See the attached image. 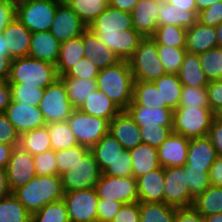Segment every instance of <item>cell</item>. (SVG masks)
<instances>
[{
	"mask_svg": "<svg viewBox=\"0 0 222 222\" xmlns=\"http://www.w3.org/2000/svg\"><path fill=\"white\" fill-rule=\"evenodd\" d=\"M164 179L162 166L137 178L138 202H164Z\"/></svg>",
	"mask_w": 222,
	"mask_h": 222,
	"instance_id": "obj_23",
	"label": "cell"
},
{
	"mask_svg": "<svg viewBox=\"0 0 222 222\" xmlns=\"http://www.w3.org/2000/svg\"><path fill=\"white\" fill-rule=\"evenodd\" d=\"M79 145L91 149L103 136L109 133V121L91 116L79 109H74L67 119Z\"/></svg>",
	"mask_w": 222,
	"mask_h": 222,
	"instance_id": "obj_10",
	"label": "cell"
},
{
	"mask_svg": "<svg viewBox=\"0 0 222 222\" xmlns=\"http://www.w3.org/2000/svg\"><path fill=\"white\" fill-rule=\"evenodd\" d=\"M121 60L128 61L144 38L133 28L131 13L110 5L88 26Z\"/></svg>",
	"mask_w": 222,
	"mask_h": 222,
	"instance_id": "obj_1",
	"label": "cell"
},
{
	"mask_svg": "<svg viewBox=\"0 0 222 222\" xmlns=\"http://www.w3.org/2000/svg\"><path fill=\"white\" fill-rule=\"evenodd\" d=\"M101 174L98 163L89 149L66 173L61 175L64 193L94 188Z\"/></svg>",
	"mask_w": 222,
	"mask_h": 222,
	"instance_id": "obj_8",
	"label": "cell"
},
{
	"mask_svg": "<svg viewBox=\"0 0 222 222\" xmlns=\"http://www.w3.org/2000/svg\"><path fill=\"white\" fill-rule=\"evenodd\" d=\"M13 194L33 214L46 204L63 199L65 193L61 176L36 175L25 186L15 190Z\"/></svg>",
	"mask_w": 222,
	"mask_h": 222,
	"instance_id": "obj_3",
	"label": "cell"
},
{
	"mask_svg": "<svg viewBox=\"0 0 222 222\" xmlns=\"http://www.w3.org/2000/svg\"><path fill=\"white\" fill-rule=\"evenodd\" d=\"M36 175H58L56 151L49 150L33 156Z\"/></svg>",
	"mask_w": 222,
	"mask_h": 222,
	"instance_id": "obj_52",
	"label": "cell"
},
{
	"mask_svg": "<svg viewBox=\"0 0 222 222\" xmlns=\"http://www.w3.org/2000/svg\"><path fill=\"white\" fill-rule=\"evenodd\" d=\"M6 173L9 189L13 193L36 176L33 156L20 146H15L7 163Z\"/></svg>",
	"mask_w": 222,
	"mask_h": 222,
	"instance_id": "obj_14",
	"label": "cell"
},
{
	"mask_svg": "<svg viewBox=\"0 0 222 222\" xmlns=\"http://www.w3.org/2000/svg\"><path fill=\"white\" fill-rule=\"evenodd\" d=\"M16 16V0H0V33Z\"/></svg>",
	"mask_w": 222,
	"mask_h": 222,
	"instance_id": "obj_59",
	"label": "cell"
},
{
	"mask_svg": "<svg viewBox=\"0 0 222 222\" xmlns=\"http://www.w3.org/2000/svg\"><path fill=\"white\" fill-rule=\"evenodd\" d=\"M194 197L190 194L183 166L165 168L164 203L177 208L191 207Z\"/></svg>",
	"mask_w": 222,
	"mask_h": 222,
	"instance_id": "obj_13",
	"label": "cell"
},
{
	"mask_svg": "<svg viewBox=\"0 0 222 222\" xmlns=\"http://www.w3.org/2000/svg\"><path fill=\"white\" fill-rule=\"evenodd\" d=\"M87 25L64 1H61L56 8L53 23L50 28L52 35L60 42L78 36L87 29Z\"/></svg>",
	"mask_w": 222,
	"mask_h": 222,
	"instance_id": "obj_15",
	"label": "cell"
},
{
	"mask_svg": "<svg viewBox=\"0 0 222 222\" xmlns=\"http://www.w3.org/2000/svg\"><path fill=\"white\" fill-rule=\"evenodd\" d=\"M139 0H109V5L124 12L131 13Z\"/></svg>",
	"mask_w": 222,
	"mask_h": 222,
	"instance_id": "obj_64",
	"label": "cell"
},
{
	"mask_svg": "<svg viewBox=\"0 0 222 222\" xmlns=\"http://www.w3.org/2000/svg\"><path fill=\"white\" fill-rule=\"evenodd\" d=\"M61 0H16V17L31 32L49 31Z\"/></svg>",
	"mask_w": 222,
	"mask_h": 222,
	"instance_id": "obj_6",
	"label": "cell"
},
{
	"mask_svg": "<svg viewBox=\"0 0 222 222\" xmlns=\"http://www.w3.org/2000/svg\"><path fill=\"white\" fill-rule=\"evenodd\" d=\"M208 137L210 138L217 156H222V122L214 118L212 126L208 132Z\"/></svg>",
	"mask_w": 222,
	"mask_h": 222,
	"instance_id": "obj_61",
	"label": "cell"
},
{
	"mask_svg": "<svg viewBox=\"0 0 222 222\" xmlns=\"http://www.w3.org/2000/svg\"><path fill=\"white\" fill-rule=\"evenodd\" d=\"M197 20L204 25L217 27L222 22V1L198 12Z\"/></svg>",
	"mask_w": 222,
	"mask_h": 222,
	"instance_id": "obj_56",
	"label": "cell"
},
{
	"mask_svg": "<svg viewBox=\"0 0 222 222\" xmlns=\"http://www.w3.org/2000/svg\"><path fill=\"white\" fill-rule=\"evenodd\" d=\"M100 70L85 57L78 61L64 76L78 79H97Z\"/></svg>",
	"mask_w": 222,
	"mask_h": 222,
	"instance_id": "obj_53",
	"label": "cell"
},
{
	"mask_svg": "<svg viewBox=\"0 0 222 222\" xmlns=\"http://www.w3.org/2000/svg\"><path fill=\"white\" fill-rule=\"evenodd\" d=\"M129 152L132 161V176L135 179L161 166L157 149L149 144L142 142Z\"/></svg>",
	"mask_w": 222,
	"mask_h": 222,
	"instance_id": "obj_29",
	"label": "cell"
},
{
	"mask_svg": "<svg viewBox=\"0 0 222 222\" xmlns=\"http://www.w3.org/2000/svg\"><path fill=\"white\" fill-rule=\"evenodd\" d=\"M78 109L91 116L105 118L109 122L122 111L103 91L98 89L91 93Z\"/></svg>",
	"mask_w": 222,
	"mask_h": 222,
	"instance_id": "obj_28",
	"label": "cell"
},
{
	"mask_svg": "<svg viewBox=\"0 0 222 222\" xmlns=\"http://www.w3.org/2000/svg\"><path fill=\"white\" fill-rule=\"evenodd\" d=\"M12 101L30 106H39L44 94L43 88L24 86V84H10Z\"/></svg>",
	"mask_w": 222,
	"mask_h": 222,
	"instance_id": "obj_47",
	"label": "cell"
},
{
	"mask_svg": "<svg viewBox=\"0 0 222 222\" xmlns=\"http://www.w3.org/2000/svg\"><path fill=\"white\" fill-rule=\"evenodd\" d=\"M157 13L158 26L176 25L188 29L197 21V15L193 11L181 9L165 0H158Z\"/></svg>",
	"mask_w": 222,
	"mask_h": 222,
	"instance_id": "obj_27",
	"label": "cell"
},
{
	"mask_svg": "<svg viewBox=\"0 0 222 222\" xmlns=\"http://www.w3.org/2000/svg\"><path fill=\"white\" fill-rule=\"evenodd\" d=\"M85 49L83 46L82 35L62 41L60 45L59 58L56 63L58 76L65 75L72 67L84 58Z\"/></svg>",
	"mask_w": 222,
	"mask_h": 222,
	"instance_id": "obj_30",
	"label": "cell"
},
{
	"mask_svg": "<svg viewBox=\"0 0 222 222\" xmlns=\"http://www.w3.org/2000/svg\"><path fill=\"white\" fill-rule=\"evenodd\" d=\"M125 111L138 126H173V110L171 108L128 106Z\"/></svg>",
	"mask_w": 222,
	"mask_h": 222,
	"instance_id": "obj_26",
	"label": "cell"
},
{
	"mask_svg": "<svg viewBox=\"0 0 222 222\" xmlns=\"http://www.w3.org/2000/svg\"><path fill=\"white\" fill-rule=\"evenodd\" d=\"M215 118H216L218 121L222 122V108L219 109V110L215 113Z\"/></svg>",
	"mask_w": 222,
	"mask_h": 222,
	"instance_id": "obj_73",
	"label": "cell"
},
{
	"mask_svg": "<svg viewBox=\"0 0 222 222\" xmlns=\"http://www.w3.org/2000/svg\"><path fill=\"white\" fill-rule=\"evenodd\" d=\"M143 143L149 144L156 149L173 132V126H139Z\"/></svg>",
	"mask_w": 222,
	"mask_h": 222,
	"instance_id": "obj_50",
	"label": "cell"
},
{
	"mask_svg": "<svg viewBox=\"0 0 222 222\" xmlns=\"http://www.w3.org/2000/svg\"><path fill=\"white\" fill-rule=\"evenodd\" d=\"M215 31L217 34L218 47L222 48V22L217 27H215Z\"/></svg>",
	"mask_w": 222,
	"mask_h": 222,
	"instance_id": "obj_72",
	"label": "cell"
},
{
	"mask_svg": "<svg viewBox=\"0 0 222 222\" xmlns=\"http://www.w3.org/2000/svg\"><path fill=\"white\" fill-rule=\"evenodd\" d=\"M186 172V182L190 194L195 198L203 193L210 185V169H197L192 167H183Z\"/></svg>",
	"mask_w": 222,
	"mask_h": 222,
	"instance_id": "obj_46",
	"label": "cell"
},
{
	"mask_svg": "<svg viewBox=\"0 0 222 222\" xmlns=\"http://www.w3.org/2000/svg\"><path fill=\"white\" fill-rule=\"evenodd\" d=\"M222 0H195L197 6V12L202 11L205 8L212 6L213 4L220 2Z\"/></svg>",
	"mask_w": 222,
	"mask_h": 222,
	"instance_id": "obj_69",
	"label": "cell"
},
{
	"mask_svg": "<svg viewBox=\"0 0 222 222\" xmlns=\"http://www.w3.org/2000/svg\"><path fill=\"white\" fill-rule=\"evenodd\" d=\"M46 124L67 121L75 109L69 101L65 84L59 78L44 89L39 103Z\"/></svg>",
	"mask_w": 222,
	"mask_h": 222,
	"instance_id": "obj_9",
	"label": "cell"
},
{
	"mask_svg": "<svg viewBox=\"0 0 222 222\" xmlns=\"http://www.w3.org/2000/svg\"><path fill=\"white\" fill-rule=\"evenodd\" d=\"M201 68L210 81L222 80V48L215 47L198 54Z\"/></svg>",
	"mask_w": 222,
	"mask_h": 222,
	"instance_id": "obj_43",
	"label": "cell"
},
{
	"mask_svg": "<svg viewBox=\"0 0 222 222\" xmlns=\"http://www.w3.org/2000/svg\"><path fill=\"white\" fill-rule=\"evenodd\" d=\"M19 146L32 156L51 150L48 125L21 134Z\"/></svg>",
	"mask_w": 222,
	"mask_h": 222,
	"instance_id": "obj_35",
	"label": "cell"
},
{
	"mask_svg": "<svg viewBox=\"0 0 222 222\" xmlns=\"http://www.w3.org/2000/svg\"><path fill=\"white\" fill-rule=\"evenodd\" d=\"M63 200L66 204L70 222L97 221V205L99 197L94 188L65 192Z\"/></svg>",
	"mask_w": 222,
	"mask_h": 222,
	"instance_id": "obj_12",
	"label": "cell"
},
{
	"mask_svg": "<svg viewBox=\"0 0 222 222\" xmlns=\"http://www.w3.org/2000/svg\"><path fill=\"white\" fill-rule=\"evenodd\" d=\"M51 150L58 151L79 145L67 121L48 124Z\"/></svg>",
	"mask_w": 222,
	"mask_h": 222,
	"instance_id": "obj_42",
	"label": "cell"
},
{
	"mask_svg": "<svg viewBox=\"0 0 222 222\" xmlns=\"http://www.w3.org/2000/svg\"><path fill=\"white\" fill-rule=\"evenodd\" d=\"M190 139L172 132L157 148L158 160L163 168L184 166Z\"/></svg>",
	"mask_w": 222,
	"mask_h": 222,
	"instance_id": "obj_17",
	"label": "cell"
},
{
	"mask_svg": "<svg viewBox=\"0 0 222 222\" xmlns=\"http://www.w3.org/2000/svg\"><path fill=\"white\" fill-rule=\"evenodd\" d=\"M0 53H4L7 57L13 60V58L9 55L8 46H6L2 33H0Z\"/></svg>",
	"mask_w": 222,
	"mask_h": 222,
	"instance_id": "obj_70",
	"label": "cell"
},
{
	"mask_svg": "<svg viewBox=\"0 0 222 222\" xmlns=\"http://www.w3.org/2000/svg\"><path fill=\"white\" fill-rule=\"evenodd\" d=\"M192 207L203 217L222 213V187L210 185L194 198Z\"/></svg>",
	"mask_w": 222,
	"mask_h": 222,
	"instance_id": "obj_36",
	"label": "cell"
},
{
	"mask_svg": "<svg viewBox=\"0 0 222 222\" xmlns=\"http://www.w3.org/2000/svg\"><path fill=\"white\" fill-rule=\"evenodd\" d=\"M129 106L160 108L162 107V96L153 82H134L132 102Z\"/></svg>",
	"mask_w": 222,
	"mask_h": 222,
	"instance_id": "obj_38",
	"label": "cell"
},
{
	"mask_svg": "<svg viewBox=\"0 0 222 222\" xmlns=\"http://www.w3.org/2000/svg\"><path fill=\"white\" fill-rule=\"evenodd\" d=\"M123 206V203L110 199H99L97 209V221L111 222L114 216Z\"/></svg>",
	"mask_w": 222,
	"mask_h": 222,
	"instance_id": "obj_54",
	"label": "cell"
},
{
	"mask_svg": "<svg viewBox=\"0 0 222 222\" xmlns=\"http://www.w3.org/2000/svg\"><path fill=\"white\" fill-rule=\"evenodd\" d=\"M134 82H153L167 74L158 57L157 44L151 37H144L128 60Z\"/></svg>",
	"mask_w": 222,
	"mask_h": 222,
	"instance_id": "obj_5",
	"label": "cell"
},
{
	"mask_svg": "<svg viewBox=\"0 0 222 222\" xmlns=\"http://www.w3.org/2000/svg\"><path fill=\"white\" fill-rule=\"evenodd\" d=\"M218 47L215 27L207 26L198 20L186 31V51L200 54Z\"/></svg>",
	"mask_w": 222,
	"mask_h": 222,
	"instance_id": "obj_24",
	"label": "cell"
},
{
	"mask_svg": "<svg viewBox=\"0 0 222 222\" xmlns=\"http://www.w3.org/2000/svg\"><path fill=\"white\" fill-rule=\"evenodd\" d=\"M11 59L4 53H0V79L7 82L10 76Z\"/></svg>",
	"mask_w": 222,
	"mask_h": 222,
	"instance_id": "obj_65",
	"label": "cell"
},
{
	"mask_svg": "<svg viewBox=\"0 0 222 222\" xmlns=\"http://www.w3.org/2000/svg\"><path fill=\"white\" fill-rule=\"evenodd\" d=\"M102 174L113 177L132 176V161L129 150L124 149L122 153L102 171Z\"/></svg>",
	"mask_w": 222,
	"mask_h": 222,
	"instance_id": "obj_51",
	"label": "cell"
},
{
	"mask_svg": "<svg viewBox=\"0 0 222 222\" xmlns=\"http://www.w3.org/2000/svg\"><path fill=\"white\" fill-rule=\"evenodd\" d=\"M174 222H204V217L192 206L177 208Z\"/></svg>",
	"mask_w": 222,
	"mask_h": 222,
	"instance_id": "obj_60",
	"label": "cell"
},
{
	"mask_svg": "<svg viewBox=\"0 0 222 222\" xmlns=\"http://www.w3.org/2000/svg\"><path fill=\"white\" fill-rule=\"evenodd\" d=\"M139 202L123 204L111 222H139Z\"/></svg>",
	"mask_w": 222,
	"mask_h": 222,
	"instance_id": "obj_57",
	"label": "cell"
},
{
	"mask_svg": "<svg viewBox=\"0 0 222 222\" xmlns=\"http://www.w3.org/2000/svg\"><path fill=\"white\" fill-rule=\"evenodd\" d=\"M176 209L164 202H139V222H174Z\"/></svg>",
	"mask_w": 222,
	"mask_h": 222,
	"instance_id": "obj_37",
	"label": "cell"
},
{
	"mask_svg": "<svg viewBox=\"0 0 222 222\" xmlns=\"http://www.w3.org/2000/svg\"><path fill=\"white\" fill-rule=\"evenodd\" d=\"M32 214L11 193L0 199V222H31Z\"/></svg>",
	"mask_w": 222,
	"mask_h": 222,
	"instance_id": "obj_39",
	"label": "cell"
},
{
	"mask_svg": "<svg viewBox=\"0 0 222 222\" xmlns=\"http://www.w3.org/2000/svg\"><path fill=\"white\" fill-rule=\"evenodd\" d=\"M97 89L103 91L122 111L131 104L134 78L130 64L122 60L118 64L100 70Z\"/></svg>",
	"mask_w": 222,
	"mask_h": 222,
	"instance_id": "obj_2",
	"label": "cell"
},
{
	"mask_svg": "<svg viewBox=\"0 0 222 222\" xmlns=\"http://www.w3.org/2000/svg\"><path fill=\"white\" fill-rule=\"evenodd\" d=\"M20 134L14 125L0 113V144L19 146Z\"/></svg>",
	"mask_w": 222,
	"mask_h": 222,
	"instance_id": "obj_55",
	"label": "cell"
},
{
	"mask_svg": "<svg viewBox=\"0 0 222 222\" xmlns=\"http://www.w3.org/2000/svg\"><path fill=\"white\" fill-rule=\"evenodd\" d=\"M31 222H70L64 200L46 204L32 214Z\"/></svg>",
	"mask_w": 222,
	"mask_h": 222,
	"instance_id": "obj_44",
	"label": "cell"
},
{
	"mask_svg": "<svg viewBox=\"0 0 222 222\" xmlns=\"http://www.w3.org/2000/svg\"><path fill=\"white\" fill-rule=\"evenodd\" d=\"M210 183L216 187H222V156H218L210 168Z\"/></svg>",
	"mask_w": 222,
	"mask_h": 222,
	"instance_id": "obj_62",
	"label": "cell"
},
{
	"mask_svg": "<svg viewBox=\"0 0 222 222\" xmlns=\"http://www.w3.org/2000/svg\"><path fill=\"white\" fill-rule=\"evenodd\" d=\"M153 83L162 96V108L175 110L179 106L183 86L178 74H165Z\"/></svg>",
	"mask_w": 222,
	"mask_h": 222,
	"instance_id": "obj_32",
	"label": "cell"
},
{
	"mask_svg": "<svg viewBox=\"0 0 222 222\" xmlns=\"http://www.w3.org/2000/svg\"><path fill=\"white\" fill-rule=\"evenodd\" d=\"M214 118L210 108L177 107L173 110V132L189 139L208 136Z\"/></svg>",
	"mask_w": 222,
	"mask_h": 222,
	"instance_id": "obj_7",
	"label": "cell"
},
{
	"mask_svg": "<svg viewBox=\"0 0 222 222\" xmlns=\"http://www.w3.org/2000/svg\"><path fill=\"white\" fill-rule=\"evenodd\" d=\"M87 27L109 6V0H67Z\"/></svg>",
	"mask_w": 222,
	"mask_h": 222,
	"instance_id": "obj_40",
	"label": "cell"
},
{
	"mask_svg": "<svg viewBox=\"0 0 222 222\" xmlns=\"http://www.w3.org/2000/svg\"><path fill=\"white\" fill-rule=\"evenodd\" d=\"M109 133L125 150H131L142 143L139 126L126 111H121L110 121Z\"/></svg>",
	"mask_w": 222,
	"mask_h": 222,
	"instance_id": "obj_19",
	"label": "cell"
},
{
	"mask_svg": "<svg viewBox=\"0 0 222 222\" xmlns=\"http://www.w3.org/2000/svg\"><path fill=\"white\" fill-rule=\"evenodd\" d=\"M61 42L50 31L33 32L29 57L56 65Z\"/></svg>",
	"mask_w": 222,
	"mask_h": 222,
	"instance_id": "obj_25",
	"label": "cell"
},
{
	"mask_svg": "<svg viewBox=\"0 0 222 222\" xmlns=\"http://www.w3.org/2000/svg\"><path fill=\"white\" fill-rule=\"evenodd\" d=\"M65 84L70 103L78 109L84 101L97 90L96 79H78L72 77H59Z\"/></svg>",
	"mask_w": 222,
	"mask_h": 222,
	"instance_id": "obj_33",
	"label": "cell"
},
{
	"mask_svg": "<svg viewBox=\"0 0 222 222\" xmlns=\"http://www.w3.org/2000/svg\"><path fill=\"white\" fill-rule=\"evenodd\" d=\"M101 172L124 150L110 133L103 136L91 149Z\"/></svg>",
	"mask_w": 222,
	"mask_h": 222,
	"instance_id": "obj_34",
	"label": "cell"
},
{
	"mask_svg": "<svg viewBox=\"0 0 222 222\" xmlns=\"http://www.w3.org/2000/svg\"><path fill=\"white\" fill-rule=\"evenodd\" d=\"M217 157L215 147L208 136L191 138L187 152V161L183 167L210 169Z\"/></svg>",
	"mask_w": 222,
	"mask_h": 222,
	"instance_id": "obj_22",
	"label": "cell"
},
{
	"mask_svg": "<svg viewBox=\"0 0 222 222\" xmlns=\"http://www.w3.org/2000/svg\"><path fill=\"white\" fill-rule=\"evenodd\" d=\"M178 76L183 86L203 88L209 83L206 74L201 68L199 56L195 53H185Z\"/></svg>",
	"mask_w": 222,
	"mask_h": 222,
	"instance_id": "obj_31",
	"label": "cell"
},
{
	"mask_svg": "<svg viewBox=\"0 0 222 222\" xmlns=\"http://www.w3.org/2000/svg\"><path fill=\"white\" fill-rule=\"evenodd\" d=\"M9 55L14 58L29 56L32 33L15 16L1 32Z\"/></svg>",
	"mask_w": 222,
	"mask_h": 222,
	"instance_id": "obj_20",
	"label": "cell"
},
{
	"mask_svg": "<svg viewBox=\"0 0 222 222\" xmlns=\"http://www.w3.org/2000/svg\"><path fill=\"white\" fill-rule=\"evenodd\" d=\"M204 222H222V213L205 216Z\"/></svg>",
	"mask_w": 222,
	"mask_h": 222,
	"instance_id": "obj_71",
	"label": "cell"
},
{
	"mask_svg": "<svg viewBox=\"0 0 222 222\" xmlns=\"http://www.w3.org/2000/svg\"><path fill=\"white\" fill-rule=\"evenodd\" d=\"M178 107L210 108L207 88L182 86L181 99Z\"/></svg>",
	"mask_w": 222,
	"mask_h": 222,
	"instance_id": "obj_48",
	"label": "cell"
},
{
	"mask_svg": "<svg viewBox=\"0 0 222 222\" xmlns=\"http://www.w3.org/2000/svg\"><path fill=\"white\" fill-rule=\"evenodd\" d=\"M4 83V81L2 79H0V86Z\"/></svg>",
	"mask_w": 222,
	"mask_h": 222,
	"instance_id": "obj_74",
	"label": "cell"
},
{
	"mask_svg": "<svg viewBox=\"0 0 222 222\" xmlns=\"http://www.w3.org/2000/svg\"><path fill=\"white\" fill-rule=\"evenodd\" d=\"M206 88L210 109L216 113L222 108V80L210 81Z\"/></svg>",
	"mask_w": 222,
	"mask_h": 222,
	"instance_id": "obj_58",
	"label": "cell"
},
{
	"mask_svg": "<svg viewBox=\"0 0 222 222\" xmlns=\"http://www.w3.org/2000/svg\"><path fill=\"white\" fill-rule=\"evenodd\" d=\"M82 41L85 49L84 57L91 61L99 70L122 61L89 28L82 33Z\"/></svg>",
	"mask_w": 222,
	"mask_h": 222,
	"instance_id": "obj_18",
	"label": "cell"
},
{
	"mask_svg": "<svg viewBox=\"0 0 222 222\" xmlns=\"http://www.w3.org/2000/svg\"><path fill=\"white\" fill-rule=\"evenodd\" d=\"M12 100L11 86L8 82H4L0 86V113H4Z\"/></svg>",
	"mask_w": 222,
	"mask_h": 222,
	"instance_id": "obj_63",
	"label": "cell"
},
{
	"mask_svg": "<svg viewBox=\"0 0 222 222\" xmlns=\"http://www.w3.org/2000/svg\"><path fill=\"white\" fill-rule=\"evenodd\" d=\"M88 150L89 148L85 146L77 145L69 149L56 151L58 176L66 173Z\"/></svg>",
	"mask_w": 222,
	"mask_h": 222,
	"instance_id": "obj_49",
	"label": "cell"
},
{
	"mask_svg": "<svg viewBox=\"0 0 222 222\" xmlns=\"http://www.w3.org/2000/svg\"><path fill=\"white\" fill-rule=\"evenodd\" d=\"M165 1L181 9L193 11L198 16L195 0H165Z\"/></svg>",
	"mask_w": 222,
	"mask_h": 222,
	"instance_id": "obj_66",
	"label": "cell"
},
{
	"mask_svg": "<svg viewBox=\"0 0 222 222\" xmlns=\"http://www.w3.org/2000/svg\"><path fill=\"white\" fill-rule=\"evenodd\" d=\"M57 79L59 76L54 64L27 56L14 58L11 61L10 76L7 82L45 89Z\"/></svg>",
	"mask_w": 222,
	"mask_h": 222,
	"instance_id": "obj_4",
	"label": "cell"
},
{
	"mask_svg": "<svg viewBox=\"0 0 222 222\" xmlns=\"http://www.w3.org/2000/svg\"><path fill=\"white\" fill-rule=\"evenodd\" d=\"M186 31L176 25L158 26L151 36L157 45L186 49Z\"/></svg>",
	"mask_w": 222,
	"mask_h": 222,
	"instance_id": "obj_41",
	"label": "cell"
},
{
	"mask_svg": "<svg viewBox=\"0 0 222 222\" xmlns=\"http://www.w3.org/2000/svg\"><path fill=\"white\" fill-rule=\"evenodd\" d=\"M158 0H139L131 12L133 28L143 37H151L158 28Z\"/></svg>",
	"mask_w": 222,
	"mask_h": 222,
	"instance_id": "obj_21",
	"label": "cell"
},
{
	"mask_svg": "<svg viewBox=\"0 0 222 222\" xmlns=\"http://www.w3.org/2000/svg\"><path fill=\"white\" fill-rule=\"evenodd\" d=\"M95 189L99 199H110L123 204L138 202L137 179L130 177H113L101 174Z\"/></svg>",
	"mask_w": 222,
	"mask_h": 222,
	"instance_id": "obj_11",
	"label": "cell"
},
{
	"mask_svg": "<svg viewBox=\"0 0 222 222\" xmlns=\"http://www.w3.org/2000/svg\"><path fill=\"white\" fill-rule=\"evenodd\" d=\"M4 115L14 125V128L20 135L46 125L39 106H30L11 100L9 106L4 111Z\"/></svg>",
	"mask_w": 222,
	"mask_h": 222,
	"instance_id": "obj_16",
	"label": "cell"
},
{
	"mask_svg": "<svg viewBox=\"0 0 222 222\" xmlns=\"http://www.w3.org/2000/svg\"><path fill=\"white\" fill-rule=\"evenodd\" d=\"M15 145L0 144V168H6Z\"/></svg>",
	"mask_w": 222,
	"mask_h": 222,
	"instance_id": "obj_67",
	"label": "cell"
},
{
	"mask_svg": "<svg viewBox=\"0 0 222 222\" xmlns=\"http://www.w3.org/2000/svg\"><path fill=\"white\" fill-rule=\"evenodd\" d=\"M158 57L167 74H178L186 49L157 45Z\"/></svg>",
	"mask_w": 222,
	"mask_h": 222,
	"instance_id": "obj_45",
	"label": "cell"
},
{
	"mask_svg": "<svg viewBox=\"0 0 222 222\" xmlns=\"http://www.w3.org/2000/svg\"><path fill=\"white\" fill-rule=\"evenodd\" d=\"M11 193L8 185L6 168H0V199L9 196Z\"/></svg>",
	"mask_w": 222,
	"mask_h": 222,
	"instance_id": "obj_68",
	"label": "cell"
}]
</instances>
